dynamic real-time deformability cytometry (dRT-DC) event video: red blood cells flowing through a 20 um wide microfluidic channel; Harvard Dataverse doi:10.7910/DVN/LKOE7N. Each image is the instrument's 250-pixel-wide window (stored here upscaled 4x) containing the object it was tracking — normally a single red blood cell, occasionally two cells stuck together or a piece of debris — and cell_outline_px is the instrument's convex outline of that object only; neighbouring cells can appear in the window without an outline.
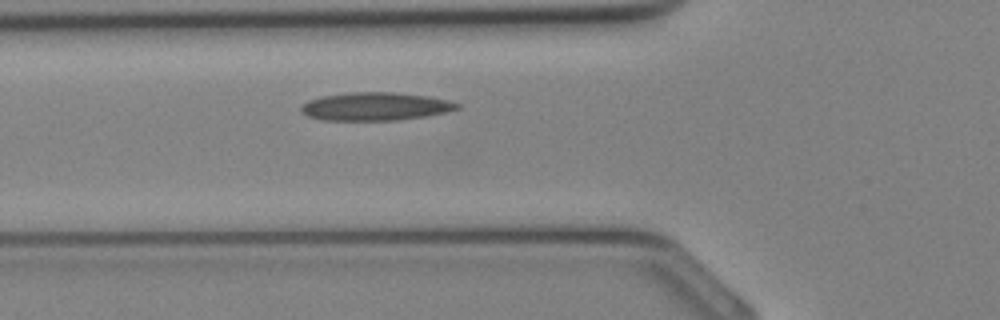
{"species": "Egyptian fruit bat (a non-hibernating species)", "species_latin": "Rousettus aegyptiacus", "temperature_condition": "cold", "stored_images_in_passage": 24, "camera_frame_rate_fps": 3000, "um_per_image_px": 0.085, "animal": {"sex": "female"}, "frame": {"image": 1, "passage_image": 4, "time_ms": 1.0, "image_size_px": [1000, 320], "cell_outline_px": [[460, 108], [444, 112], [424, 116], [396, 120], [320, 120], [308, 116], [300, 112], [300, 104], [308, 100], [320, 96], [348, 92], [396, 92], [428, 96], [448, 100], [460, 104]], "centroid_in_image_um": [31.83, 9.04], "position_along_channel_um": 94.0, "area_um2": 25.72}}
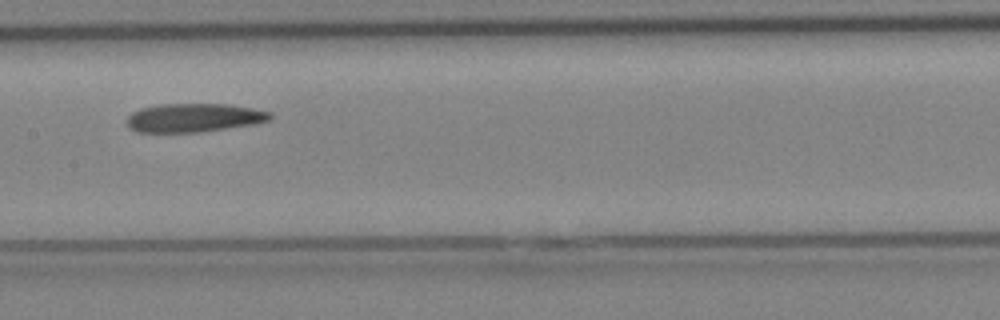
{"frame": {"image": 2, "passage_image": 9, "time_ms": 2.667, "image_size_px": [1000, 320], "cell_outline_px": [[272, 116], [268, 120], [252, 124], [196, 132], [136, 132], [128, 128], [128, 116], [132, 112], [140, 108], [160, 104], [228, 104], [252, 108], [272, 112]], "centroid_in_image_um": [16.44, 10.0], "position_along_channel_um": 191.0, "area_um2": 23.7}}
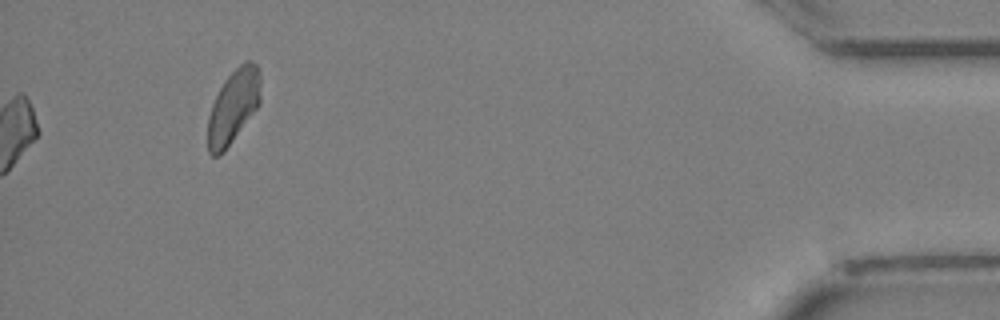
{"frame": {"image": 3, "passage_image": 24, "time_ms": 7.667, "image_size_px": [1000, 320], "cell_outline_px": [[260, 104], [224, 152], [220, 156], [212, 156], [208, 152], [208, 116], [212, 104], [224, 80], [244, 60], [252, 60], [256, 64], [260, 76]], "centroid_in_image_um": [19.83, 9.05], "position_along_channel_um": 415.4, "area_um2": 22.66}}